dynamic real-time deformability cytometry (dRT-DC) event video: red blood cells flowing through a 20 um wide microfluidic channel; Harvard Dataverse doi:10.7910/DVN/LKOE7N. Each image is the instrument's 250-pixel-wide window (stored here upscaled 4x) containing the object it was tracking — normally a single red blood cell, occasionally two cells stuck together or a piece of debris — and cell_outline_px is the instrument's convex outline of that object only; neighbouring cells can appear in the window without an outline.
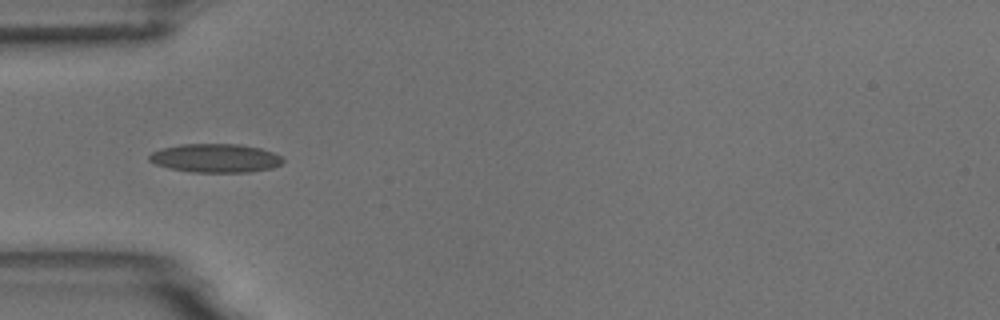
{"species": "common noctule bat (a hibernating species)", "species_latin": "Nyctalus noctula", "temperature_condition": "room temperature", "stored_images_in_passage": 9, "camera_frame_rate_fps": 3000, "um_per_image_px": 0.085, "animal": {"sex": "male", "body_mass_g": 18.8}, "frame": {"image": 1, "passage_image": 4, "time_ms": 4.333, "image_size_px": [1000, 320], "cell_outline_px": [[284, 160], [280, 164], [272, 168], [252, 172], [192, 172], [172, 168], [156, 164], [148, 160], [148, 156], [152, 152], [160, 148], [180, 144], [240, 144], [260, 148], [272, 152], [280, 156]], "centroid_in_image_um": [18.31, 13.43], "position_along_channel_um": 66.7, "area_um2": 22.31}}
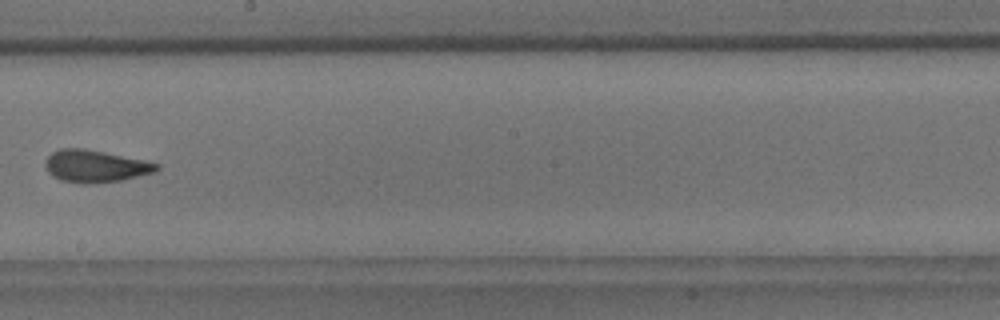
{"frame": {"image": 2, "passage_image": 8, "time_ms": 9.0, "image_size_px": [1000, 320], "cell_outline_px": [[160, 168], [156, 172], [120, 180], [88, 184], [80, 184], [60, 180], [52, 176], [48, 172], [44, 164], [48, 156], [52, 152], [60, 148], [84, 148], [144, 160], [160, 164]], "centroid_in_image_um": [8.08, 14.13], "position_along_channel_um": 240.1, "area_um2": 20.98}}
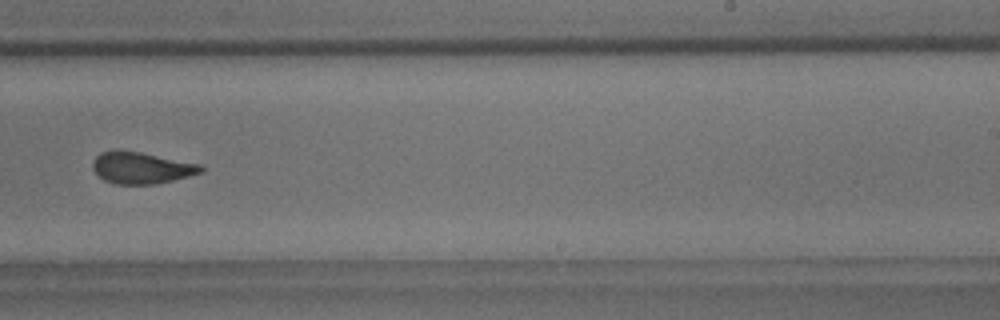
{"frame": {"image": 3, "passage_image": 9, "time_ms": 10.0, "image_size_px": [1000, 320], "cell_outline_px": [[204, 172], [156, 184], [116, 184], [104, 180], [92, 168], [92, 164], [96, 156], [100, 152], [140, 152], [200, 164], [204, 168]], "centroid_in_image_um": [12.05, 14.29], "position_along_channel_um": 277.0, "area_um2": 19.48}}